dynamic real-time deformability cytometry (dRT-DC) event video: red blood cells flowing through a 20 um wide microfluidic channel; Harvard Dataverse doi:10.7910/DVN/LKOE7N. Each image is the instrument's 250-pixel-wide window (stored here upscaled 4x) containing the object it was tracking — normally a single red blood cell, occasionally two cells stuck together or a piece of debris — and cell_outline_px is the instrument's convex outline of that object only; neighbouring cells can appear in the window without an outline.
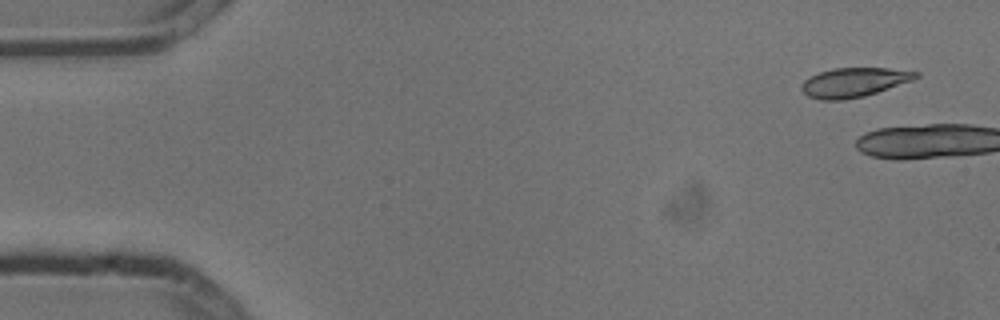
{"species": "common noctule bat (a hibernating species)", "species_latin": "Nyctalus noctula", "temperature_condition": "cold", "stored_images_in_passage": 2, "camera_frame_rate_fps": 3000, "um_per_image_px": 0.085, "animal": {"sex": "male", "body_mass_g": 13.3}, "frame": {"image": 1, "passage_image": 1, "time_ms": 0.0, "image_size_px": [1000, 320], "cell_outline_px": [[920, 76], [912, 80], [864, 96], [840, 100], [820, 100], [808, 96], [800, 88], [804, 80], [820, 72], [832, 68], [888, 68], [920, 72]], "centroid_in_image_um": [72.58, 6.99], "position_along_channel_um": 12.4, "area_um2": 19.31}}